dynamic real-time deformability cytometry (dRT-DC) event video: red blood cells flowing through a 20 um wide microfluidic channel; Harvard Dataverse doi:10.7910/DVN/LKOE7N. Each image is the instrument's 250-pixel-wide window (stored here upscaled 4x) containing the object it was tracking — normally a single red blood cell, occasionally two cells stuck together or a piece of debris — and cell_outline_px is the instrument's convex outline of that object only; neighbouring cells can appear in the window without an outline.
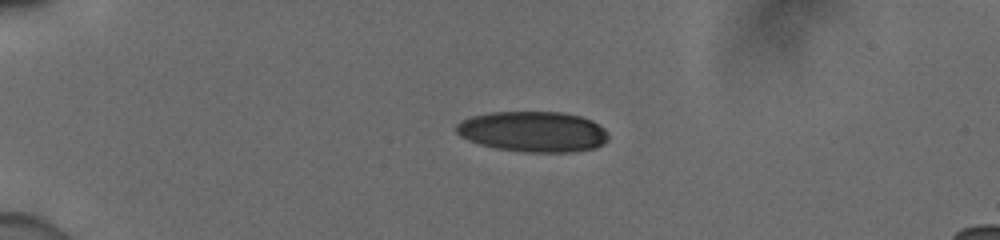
{"species": "human", "species_latin": "Homo sapiens", "temperature_condition": "cold", "stored_images_in_passage": 41, "camera_frame_rate_fps": 3000, "um_per_image_px": 0.085, "donor": {"sex": "male"}, "frame": {"image": 1, "passage_image": 1, "time_ms": 0.0, "image_size_px": [1000, 240], "cell_outline_px": [[608, 140], [604, 144], [596, 148], [572, 152], [524, 152], [496, 148], [480, 144], [468, 140], [460, 136], [456, 132], [456, 124], [472, 116], [488, 112], [564, 112], [580, 116], [592, 120], [604, 128], [608, 132]], "centroid_in_image_um": [45.34, 11.19], "position_along_channel_um": 39.7, "area_um2": 36.18}}
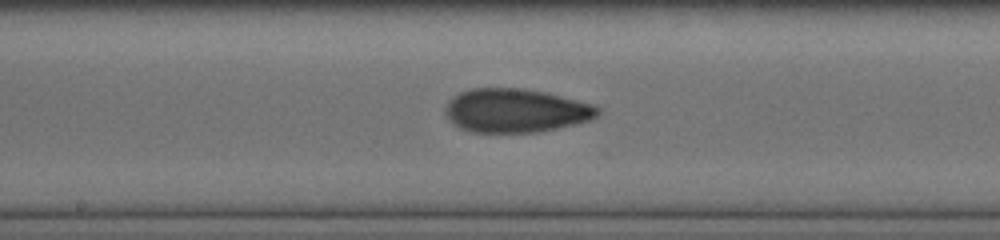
{"frame": {"image": 2, "passage_image": 18, "time_ms": 5.667, "image_size_px": [1000, 240], "cell_outline_px": [[600, 112], [596, 116], [588, 120], [576, 124], [536, 132], [472, 132], [460, 128], [448, 116], [444, 108], [448, 100], [452, 96], [460, 92], [472, 88], [520, 88], [548, 92], [592, 104], [600, 108]], "centroid_in_image_um": [43.84, 9.38], "position_along_channel_um": 204.4, "area_um2": 38.73}}
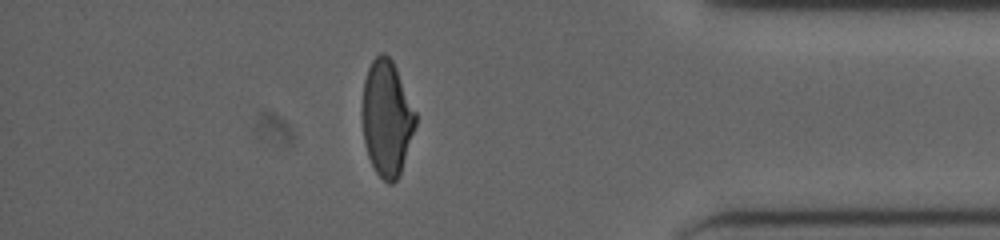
{"frame": {"image": 3, "passage_image": 35, "time_ms": 11.333, "image_size_px": [1000, 240], "cell_outline_px": [[416, 124], [400, 172], [396, 180], [392, 184], [388, 184], [376, 172], [368, 156], [364, 144], [360, 112], [364, 80], [368, 68], [372, 60], [380, 52], [384, 52], [392, 60], [396, 68], [416, 112]], "centroid_in_image_um": [32.84, 10.02], "position_along_channel_um": 402.4, "area_um2": 36.13}, "authors_computed_cell_mechanics": {"area_um2": 37.6278, "velocity_mm_per_s": 3.9282, "shape_relaxation_time_tau1_ms": null, "shape_relaxation_time_tau2_ms": 1.7889, "deformation_change_tau1": null, "deformation_change_tau2": 0.085}}